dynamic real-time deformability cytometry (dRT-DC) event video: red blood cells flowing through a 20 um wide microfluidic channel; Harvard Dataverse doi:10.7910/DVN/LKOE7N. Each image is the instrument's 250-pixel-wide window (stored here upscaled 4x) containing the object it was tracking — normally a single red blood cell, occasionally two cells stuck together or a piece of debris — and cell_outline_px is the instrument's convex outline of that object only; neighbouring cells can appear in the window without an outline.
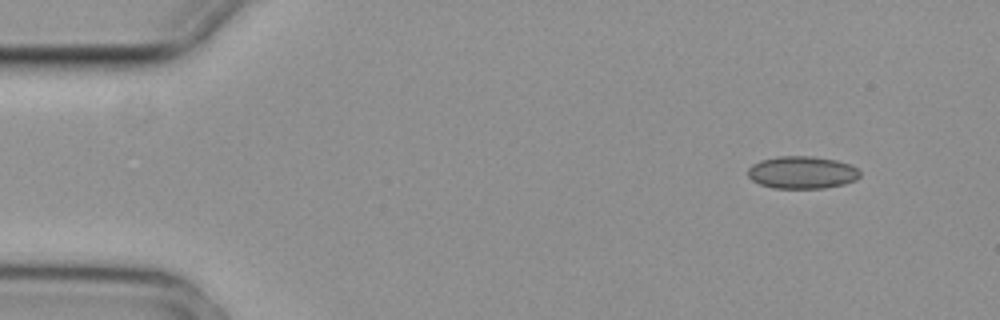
{"species": "common noctule bat (a hibernating species)", "species_latin": "Nyctalus noctula", "temperature_condition": "cold", "stored_images_in_passage": 4, "camera_frame_rate_fps": 3000, "um_per_image_px": 0.085, "animal": {"sex": "female", "body_mass_g": 29.2, "forearm_length_mm": 56.3}, "frame": {"image": 1, "passage_image": 1, "time_ms": 0.0, "image_size_px": [1000, 320], "cell_outline_px": [[860, 176], [856, 180], [844, 184], [824, 188], [772, 188], [760, 184], [752, 180], [748, 176], [748, 168], [752, 164], [760, 160], [776, 156], [812, 156], [836, 160], [852, 164], [860, 172]], "centroid_in_image_um": [68.17, 14.65], "position_along_channel_um": 16.8, "area_um2": 21.39}}